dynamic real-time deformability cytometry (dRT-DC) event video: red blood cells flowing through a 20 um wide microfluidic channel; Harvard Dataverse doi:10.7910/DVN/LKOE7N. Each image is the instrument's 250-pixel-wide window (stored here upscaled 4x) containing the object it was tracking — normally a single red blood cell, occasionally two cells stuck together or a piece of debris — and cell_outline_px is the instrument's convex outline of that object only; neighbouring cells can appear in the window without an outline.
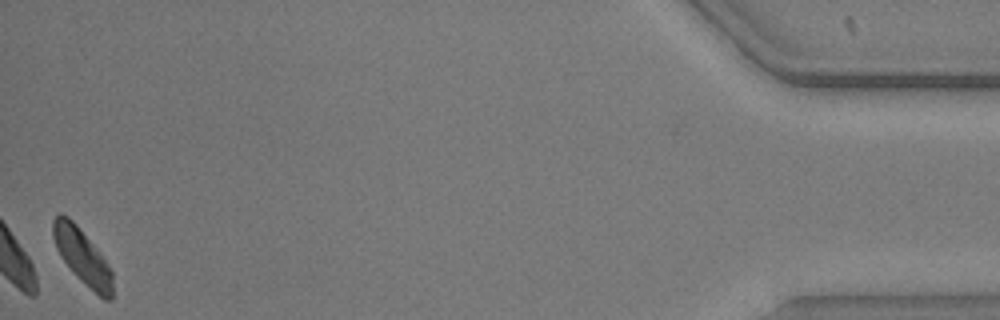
{"species": "common noctule bat (a hibernating species)", "species_latin": "Nyctalus noctula", "temperature_condition": "warm", "stored_images_in_passage": 43, "camera_frame_rate_fps": 3000, "um_per_image_px": 0.085, "animal": {"sex": "male", "body_mass_g": 20.5, "forearm_length_mm": 52.5}, "frame": {"image": 1, "passage_image": 43, "time_ms": 14.0, "image_size_px": [1000, 320], "cell_outline_px": [[112, 300], [104, 300], [76, 276], [64, 260], [56, 248], [52, 236], [52, 220], [56, 216], [68, 216], [76, 224], [100, 252], [108, 264], [112, 272]], "centroid_in_image_um": [7.0, 21.81], "position_along_channel_um": 428.2, "area_um2": 18.84}, "authors_computed_cell_mechanics": {"area_um2": 20.9814, "velocity_mm_per_s": 3.7654, "shape_relaxation_time_tau1_ms": 2.633, "shape_relaxation_time_tau2_ms": 10.0877, "deformation_change_tau1": 0.1314, "deformation_change_tau2": 0.1026}}